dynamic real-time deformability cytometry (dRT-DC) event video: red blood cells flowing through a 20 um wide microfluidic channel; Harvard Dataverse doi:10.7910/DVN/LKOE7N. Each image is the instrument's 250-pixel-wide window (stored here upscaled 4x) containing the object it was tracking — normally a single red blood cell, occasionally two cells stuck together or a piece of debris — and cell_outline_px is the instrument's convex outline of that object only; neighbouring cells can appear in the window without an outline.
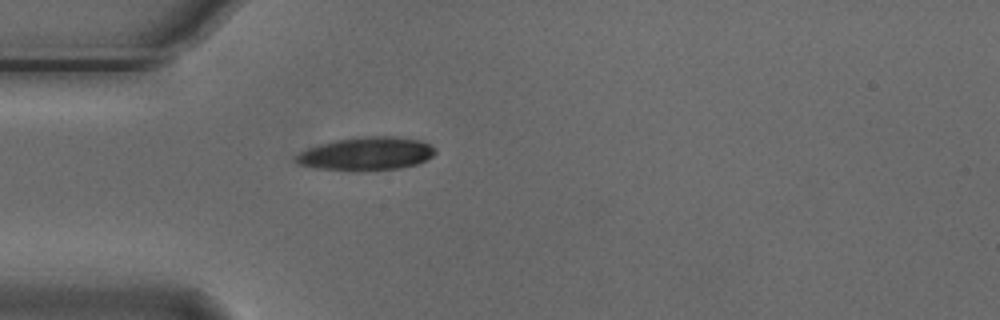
{"species": "Egyptian fruit bat (a non-hibernating species)", "species_latin": "Rousettus aegyptiacus", "temperature_condition": "cold", "stored_images_in_passage": 1, "camera_frame_rate_fps": 3000, "um_per_image_px": 0.085, "animal": {"sex": "male"}, "frame": {"image": 1, "passage_image": 1, "time_ms": 0.0, "image_size_px": [1000, 320], "cell_outline_px": [[436, 152], [432, 156], [416, 164], [400, 168], [356, 172], [352, 172], [316, 168], [300, 164], [296, 160], [296, 156], [300, 152], [308, 148], [320, 144], [336, 140], [364, 136], [392, 136], [420, 140], [432, 144], [436, 148]], "centroid_in_image_um": [31.17, 13.08], "position_along_channel_um": 53.8, "area_um2": 27.17}}